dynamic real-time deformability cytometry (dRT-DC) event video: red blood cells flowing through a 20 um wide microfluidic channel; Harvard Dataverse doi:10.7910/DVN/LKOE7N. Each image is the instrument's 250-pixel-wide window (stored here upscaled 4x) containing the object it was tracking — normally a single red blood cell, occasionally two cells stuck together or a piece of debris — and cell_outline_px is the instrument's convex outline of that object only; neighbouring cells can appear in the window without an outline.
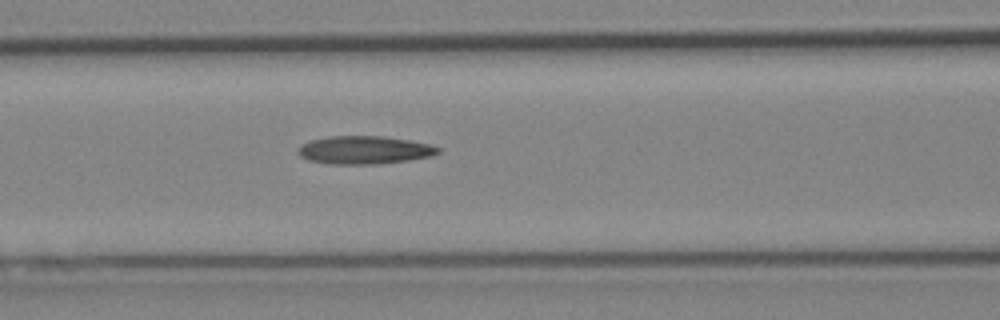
{"species": "Egyptian fruit bat (a non-hibernating species)", "species_latin": "Rousettus aegyptiacus", "temperature_condition": "cold", "stored_images_in_passage": 7, "camera_frame_rate_fps": 3000, "um_per_image_px": 0.085, "animal": {"sex": "female"}, "frame": {"image": 1, "passage_image": 7, "time_ms": 2.0, "image_size_px": [1000, 320], "cell_outline_px": [[440, 152], [428, 156], [408, 160], [376, 164], [332, 164], [308, 160], [300, 156], [296, 152], [308, 140], [328, 136], [384, 136], [408, 140], [428, 144], [440, 148]], "centroid_in_image_um": [30.93, 12.75], "position_along_channel_um": 135.7, "area_um2": 22.72}}